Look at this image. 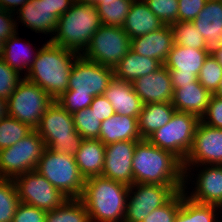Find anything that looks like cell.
<instances>
[{
  "label": "cell",
  "instance_id": "6da1fadb",
  "mask_svg": "<svg viewBox=\"0 0 222 222\" xmlns=\"http://www.w3.org/2000/svg\"><path fill=\"white\" fill-rule=\"evenodd\" d=\"M79 56L46 40L25 78L44 89L56 101L66 92L74 61Z\"/></svg>",
  "mask_w": 222,
  "mask_h": 222
},
{
  "label": "cell",
  "instance_id": "7a4b0ae2",
  "mask_svg": "<svg viewBox=\"0 0 222 222\" xmlns=\"http://www.w3.org/2000/svg\"><path fill=\"white\" fill-rule=\"evenodd\" d=\"M132 162L134 184L184 185L182 162L147 139L137 142Z\"/></svg>",
  "mask_w": 222,
  "mask_h": 222
},
{
  "label": "cell",
  "instance_id": "3957f363",
  "mask_svg": "<svg viewBox=\"0 0 222 222\" xmlns=\"http://www.w3.org/2000/svg\"><path fill=\"white\" fill-rule=\"evenodd\" d=\"M129 186L101 176L85 180L81 197L91 222H123Z\"/></svg>",
  "mask_w": 222,
  "mask_h": 222
},
{
  "label": "cell",
  "instance_id": "277c9868",
  "mask_svg": "<svg viewBox=\"0 0 222 222\" xmlns=\"http://www.w3.org/2000/svg\"><path fill=\"white\" fill-rule=\"evenodd\" d=\"M101 25L96 5L75 1L58 18L55 33L49 41L82 55Z\"/></svg>",
  "mask_w": 222,
  "mask_h": 222
},
{
  "label": "cell",
  "instance_id": "5b68a950",
  "mask_svg": "<svg viewBox=\"0 0 222 222\" xmlns=\"http://www.w3.org/2000/svg\"><path fill=\"white\" fill-rule=\"evenodd\" d=\"M53 152L75 155L83 137L76 131L72 114L54 101L45 111L35 129Z\"/></svg>",
  "mask_w": 222,
  "mask_h": 222
},
{
  "label": "cell",
  "instance_id": "8992f818",
  "mask_svg": "<svg viewBox=\"0 0 222 222\" xmlns=\"http://www.w3.org/2000/svg\"><path fill=\"white\" fill-rule=\"evenodd\" d=\"M68 198H80L85 179L74 155L53 152L45 148L35 169Z\"/></svg>",
  "mask_w": 222,
  "mask_h": 222
},
{
  "label": "cell",
  "instance_id": "52a82bcc",
  "mask_svg": "<svg viewBox=\"0 0 222 222\" xmlns=\"http://www.w3.org/2000/svg\"><path fill=\"white\" fill-rule=\"evenodd\" d=\"M53 98L37 84L25 77L7 99L8 116L36 129Z\"/></svg>",
  "mask_w": 222,
  "mask_h": 222
},
{
  "label": "cell",
  "instance_id": "ba28073f",
  "mask_svg": "<svg viewBox=\"0 0 222 222\" xmlns=\"http://www.w3.org/2000/svg\"><path fill=\"white\" fill-rule=\"evenodd\" d=\"M199 121L200 119L193 114L175 111L171 120L157 129L147 140L153 145L171 152L183 163L192 147Z\"/></svg>",
  "mask_w": 222,
  "mask_h": 222
},
{
  "label": "cell",
  "instance_id": "9c48e42d",
  "mask_svg": "<svg viewBox=\"0 0 222 222\" xmlns=\"http://www.w3.org/2000/svg\"><path fill=\"white\" fill-rule=\"evenodd\" d=\"M46 146L36 130L0 150V178L14 179L36 169Z\"/></svg>",
  "mask_w": 222,
  "mask_h": 222
},
{
  "label": "cell",
  "instance_id": "30bf717a",
  "mask_svg": "<svg viewBox=\"0 0 222 222\" xmlns=\"http://www.w3.org/2000/svg\"><path fill=\"white\" fill-rule=\"evenodd\" d=\"M131 49V38L122 27L101 25L82 56L92 62L114 68Z\"/></svg>",
  "mask_w": 222,
  "mask_h": 222
},
{
  "label": "cell",
  "instance_id": "8fae6325",
  "mask_svg": "<svg viewBox=\"0 0 222 222\" xmlns=\"http://www.w3.org/2000/svg\"><path fill=\"white\" fill-rule=\"evenodd\" d=\"M184 185L137 183L129 186L123 222H143L148 214L166 204Z\"/></svg>",
  "mask_w": 222,
  "mask_h": 222
},
{
  "label": "cell",
  "instance_id": "7c38bea8",
  "mask_svg": "<svg viewBox=\"0 0 222 222\" xmlns=\"http://www.w3.org/2000/svg\"><path fill=\"white\" fill-rule=\"evenodd\" d=\"M183 171V190L187 197L197 203L222 208V165L183 166Z\"/></svg>",
  "mask_w": 222,
  "mask_h": 222
},
{
  "label": "cell",
  "instance_id": "4fadbf2b",
  "mask_svg": "<svg viewBox=\"0 0 222 222\" xmlns=\"http://www.w3.org/2000/svg\"><path fill=\"white\" fill-rule=\"evenodd\" d=\"M114 78L113 68L92 62L80 55L73 64L68 87L62 95H104Z\"/></svg>",
  "mask_w": 222,
  "mask_h": 222
},
{
  "label": "cell",
  "instance_id": "5bb4252c",
  "mask_svg": "<svg viewBox=\"0 0 222 222\" xmlns=\"http://www.w3.org/2000/svg\"><path fill=\"white\" fill-rule=\"evenodd\" d=\"M13 181L21 203L45 211L56 209L68 199L35 170L19 175Z\"/></svg>",
  "mask_w": 222,
  "mask_h": 222
},
{
  "label": "cell",
  "instance_id": "9a60e30c",
  "mask_svg": "<svg viewBox=\"0 0 222 222\" xmlns=\"http://www.w3.org/2000/svg\"><path fill=\"white\" fill-rule=\"evenodd\" d=\"M210 53L209 50L174 44L164 63L170 72L173 90L196 82L204 61Z\"/></svg>",
  "mask_w": 222,
  "mask_h": 222
},
{
  "label": "cell",
  "instance_id": "2e32d148",
  "mask_svg": "<svg viewBox=\"0 0 222 222\" xmlns=\"http://www.w3.org/2000/svg\"><path fill=\"white\" fill-rule=\"evenodd\" d=\"M183 166L222 165V129L199 121Z\"/></svg>",
  "mask_w": 222,
  "mask_h": 222
},
{
  "label": "cell",
  "instance_id": "e0dca14e",
  "mask_svg": "<svg viewBox=\"0 0 222 222\" xmlns=\"http://www.w3.org/2000/svg\"><path fill=\"white\" fill-rule=\"evenodd\" d=\"M138 141H118L105 145L102 176L131 186L134 184L132 160Z\"/></svg>",
  "mask_w": 222,
  "mask_h": 222
},
{
  "label": "cell",
  "instance_id": "ac0fdd59",
  "mask_svg": "<svg viewBox=\"0 0 222 222\" xmlns=\"http://www.w3.org/2000/svg\"><path fill=\"white\" fill-rule=\"evenodd\" d=\"M135 93L143 104L166 102L172 103L173 87L169 70L162 65L155 72L141 76L133 83Z\"/></svg>",
  "mask_w": 222,
  "mask_h": 222
},
{
  "label": "cell",
  "instance_id": "d6986e66",
  "mask_svg": "<svg viewBox=\"0 0 222 222\" xmlns=\"http://www.w3.org/2000/svg\"><path fill=\"white\" fill-rule=\"evenodd\" d=\"M15 16L17 30L21 22L22 26L31 29L35 34L50 35L49 40L55 33L58 18L51 13L48 0H28Z\"/></svg>",
  "mask_w": 222,
  "mask_h": 222
},
{
  "label": "cell",
  "instance_id": "ffe728a7",
  "mask_svg": "<svg viewBox=\"0 0 222 222\" xmlns=\"http://www.w3.org/2000/svg\"><path fill=\"white\" fill-rule=\"evenodd\" d=\"M173 45L174 38L170 25L131 39L132 51L141 56L156 59L162 65H164Z\"/></svg>",
  "mask_w": 222,
  "mask_h": 222
},
{
  "label": "cell",
  "instance_id": "44dd1931",
  "mask_svg": "<svg viewBox=\"0 0 222 222\" xmlns=\"http://www.w3.org/2000/svg\"><path fill=\"white\" fill-rule=\"evenodd\" d=\"M192 24L202 34L211 52L222 45V0H207Z\"/></svg>",
  "mask_w": 222,
  "mask_h": 222
},
{
  "label": "cell",
  "instance_id": "7402d4cb",
  "mask_svg": "<svg viewBox=\"0 0 222 222\" xmlns=\"http://www.w3.org/2000/svg\"><path fill=\"white\" fill-rule=\"evenodd\" d=\"M114 112L129 117H139L143 102L135 93L132 83L113 78L104 92Z\"/></svg>",
  "mask_w": 222,
  "mask_h": 222
},
{
  "label": "cell",
  "instance_id": "603a6c76",
  "mask_svg": "<svg viewBox=\"0 0 222 222\" xmlns=\"http://www.w3.org/2000/svg\"><path fill=\"white\" fill-rule=\"evenodd\" d=\"M212 94L197 80L173 91L172 105L176 111L190 113L201 119L207 110Z\"/></svg>",
  "mask_w": 222,
  "mask_h": 222
},
{
  "label": "cell",
  "instance_id": "cb8c5ba5",
  "mask_svg": "<svg viewBox=\"0 0 222 222\" xmlns=\"http://www.w3.org/2000/svg\"><path fill=\"white\" fill-rule=\"evenodd\" d=\"M164 26L144 0H133L122 28L133 39L160 30Z\"/></svg>",
  "mask_w": 222,
  "mask_h": 222
},
{
  "label": "cell",
  "instance_id": "d4e9b609",
  "mask_svg": "<svg viewBox=\"0 0 222 222\" xmlns=\"http://www.w3.org/2000/svg\"><path fill=\"white\" fill-rule=\"evenodd\" d=\"M99 140L104 145L118 141L142 140L138 129V118L115 113L102 121Z\"/></svg>",
  "mask_w": 222,
  "mask_h": 222
},
{
  "label": "cell",
  "instance_id": "484cf974",
  "mask_svg": "<svg viewBox=\"0 0 222 222\" xmlns=\"http://www.w3.org/2000/svg\"><path fill=\"white\" fill-rule=\"evenodd\" d=\"M74 158L85 180L101 176L104 168L105 145L99 139H83Z\"/></svg>",
  "mask_w": 222,
  "mask_h": 222
},
{
  "label": "cell",
  "instance_id": "4316f807",
  "mask_svg": "<svg viewBox=\"0 0 222 222\" xmlns=\"http://www.w3.org/2000/svg\"><path fill=\"white\" fill-rule=\"evenodd\" d=\"M22 39L23 38L19 37L17 31L13 36L4 41L3 53L1 58L12 69L17 70L22 75L24 74L25 77L34 62L40 47H36L35 45V49L33 50L31 46L33 43L30 44L29 41H23L22 43Z\"/></svg>",
  "mask_w": 222,
  "mask_h": 222
},
{
  "label": "cell",
  "instance_id": "83f0119b",
  "mask_svg": "<svg viewBox=\"0 0 222 222\" xmlns=\"http://www.w3.org/2000/svg\"><path fill=\"white\" fill-rule=\"evenodd\" d=\"M161 66L158 60L141 56L130 49L113 68L114 78L133 83L139 77L155 72Z\"/></svg>",
  "mask_w": 222,
  "mask_h": 222
},
{
  "label": "cell",
  "instance_id": "f1b7e54d",
  "mask_svg": "<svg viewBox=\"0 0 222 222\" xmlns=\"http://www.w3.org/2000/svg\"><path fill=\"white\" fill-rule=\"evenodd\" d=\"M176 109L172 103H147L142 107L138 117V129L142 139H147L157 129L167 124Z\"/></svg>",
  "mask_w": 222,
  "mask_h": 222
},
{
  "label": "cell",
  "instance_id": "f546056e",
  "mask_svg": "<svg viewBox=\"0 0 222 222\" xmlns=\"http://www.w3.org/2000/svg\"><path fill=\"white\" fill-rule=\"evenodd\" d=\"M220 213L222 208L219 206L197 203L181 190V207L174 222H221Z\"/></svg>",
  "mask_w": 222,
  "mask_h": 222
},
{
  "label": "cell",
  "instance_id": "4dcf8cb0",
  "mask_svg": "<svg viewBox=\"0 0 222 222\" xmlns=\"http://www.w3.org/2000/svg\"><path fill=\"white\" fill-rule=\"evenodd\" d=\"M45 222H91V219L79 198H68L61 206L47 211Z\"/></svg>",
  "mask_w": 222,
  "mask_h": 222
},
{
  "label": "cell",
  "instance_id": "1f68e13d",
  "mask_svg": "<svg viewBox=\"0 0 222 222\" xmlns=\"http://www.w3.org/2000/svg\"><path fill=\"white\" fill-rule=\"evenodd\" d=\"M132 2L133 0L100 1L96 6L101 24L122 27Z\"/></svg>",
  "mask_w": 222,
  "mask_h": 222
},
{
  "label": "cell",
  "instance_id": "d6a6232c",
  "mask_svg": "<svg viewBox=\"0 0 222 222\" xmlns=\"http://www.w3.org/2000/svg\"><path fill=\"white\" fill-rule=\"evenodd\" d=\"M174 44L200 50H208V46L198 29L192 22H174L170 25Z\"/></svg>",
  "mask_w": 222,
  "mask_h": 222
},
{
  "label": "cell",
  "instance_id": "836d02e7",
  "mask_svg": "<svg viewBox=\"0 0 222 222\" xmlns=\"http://www.w3.org/2000/svg\"><path fill=\"white\" fill-rule=\"evenodd\" d=\"M33 130L29 125L17 119L5 116L0 120V150L14 145Z\"/></svg>",
  "mask_w": 222,
  "mask_h": 222
},
{
  "label": "cell",
  "instance_id": "e575fe53",
  "mask_svg": "<svg viewBox=\"0 0 222 222\" xmlns=\"http://www.w3.org/2000/svg\"><path fill=\"white\" fill-rule=\"evenodd\" d=\"M19 203L13 179L0 178V222H12Z\"/></svg>",
  "mask_w": 222,
  "mask_h": 222
},
{
  "label": "cell",
  "instance_id": "d590c367",
  "mask_svg": "<svg viewBox=\"0 0 222 222\" xmlns=\"http://www.w3.org/2000/svg\"><path fill=\"white\" fill-rule=\"evenodd\" d=\"M76 131L83 139H99L101 121L88 107L72 114Z\"/></svg>",
  "mask_w": 222,
  "mask_h": 222
},
{
  "label": "cell",
  "instance_id": "8d00e7d4",
  "mask_svg": "<svg viewBox=\"0 0 222 222\" xmlns=\"http://www.w3.org/2000/svg\"><path fill=\"white\" fill-rule=\"evenodd\" d=\"M222 78V65L212 53L205 59L198 75L199 83L211 94H214Z\"/></svg>",
  "mask_w": 222,
  "mask_h": 222
},
{
  "label": "cell",
  "instance_id": "74e56055",
  "mask_svg": "<svg viewBox=\"0 0 222 222\" xmlns=\"http://www.w3.org/2000/svg\"><path fill=\"white\" fill-rule=\"evenodd\" d=\"M144 2L164 25L178 22V0H144Z\"/></svg>",
  "mask_w": 222,
  "mask_h": 222
},
{
  "label": "cell",
  "instance_id": "f35d334b",
  "mask_svg": "<svg viewBox=\"0 0 222 222\" xmlns=\"http://www.w3.org/2000/svg\"><path fill=\"white\" fill-rule=\"evenodd\" d=\"M23 78L0 57V98L7 100Z\"/></svg>",
  "mask_w": 222,
  "mask_h": 222
},
{
  "label": "cell",
  "instance_id": "ab89813d",
  "mask_svg": "<svg viewBox=\"0 0 222 222\" xmlns=\"http://www.w3.org/2000/svg\"><path fill=\"white\" fill-rule=\"evenodd\" d=\"M181 207V190L166 204L147 215L143 222H174Z\"/></svg>",
  "mask_w": 222,
  "mask_h": 222
},
{
  "label": "cell",
  "instance_id": "60d3db41",
  "mask_svg": "<svg viewBox=\"0 0 222 222\" xmlns=\"http://www.w3.org/2000/svg\"><path fill=\"white\" fill-rule=\"evenodd\" d=\"M47 211L19 203L12 222H45Z\"/></svg>",
  "mask_w": 222,
  "mask_h": 222
},
{
  "label": "cell",
  "instance_id": "b9f144b4",
  "mask_svg": "<svg viewBox=\"0 0 222 222\" xmlns=\"http://www.w3.org/2000/svg\"><path fill=\"white\" fill-rule=\"evenodd\" d=\"M200 120L210 127L222 129V98L212 94L206 113Z\"/></svg>",
  "mask_w": 222,
  "mask_h": 222
},
{
  "label": "cell",
  "instance_id": "7bdbcfd3",
  "mask_svg": "<svg viewBox=\"0 0 222 222\" xmlns=\"http://www.w3.org/2000/svg\"><path fill=\"white\" fill-rule=\"evenodd\" d=\"M92 100L93 96L61 95L56 102L69 114H73L79 110L88 108Z\"/></svg>",
  "mask_w": 222,
  "mask_h": 222
},
{
  "label": "cell",
  "instance_id": "ee69618b",
  "mask_svg": "<svg viewBox=\"0 0 222 222\" xmlns=\"http://www.w3.org/2000/svg\"><path fill=\"white\" fill-rule=\"evenodd\" d=\"M207 0H178V21L192 22L201 12Z\"/></svg>",
  "mask_w": 222,
  "mask_h": 222
},
{
  "label": "cell",
  "instance_id": "f6af8a7d",
  "mask_svg": "<svg viewBox=\"0 0 222 222\" xmlns=\"http://www.w3.org/2000/svg\"><path fill=\"white\" fill-rule=\"evenodd\" d=\"M89 108L98 117L99 121H104L115 114L110 101L104 95L93 97L92 103Z\"/></svg>",
  "mask_w": 222,
  "mask_h": 222
},
{
  "label": "cell",
  "instance_id": "bcb514c9",
  "mask_svg": "<svg viewBox=\"0 0 222 222\" xmlns=\"http://www.w3.org/2000/svg\"><path fill=\"white\" fill-rule=\"evenodd\" d=\"M17 31L15 13L9 11H0V39L6 41L13 36Z\"/></svg>",
  "mask_w": 222,
  "mask_h": 222
},
{
  "label": "cell",
  "instance_id": "7dc6e473",
  "mask_svg": "<svg viewBox=\"0 0 222 222\" xmlns=\"http://www.w3.org/2000/svg\"><path fill=\"white\" fill-rule=\"evenodd\" d=\"M74 2L75 0H48V5L51 13L59 18L70 9Z\"/></svg>",
  "mask_w": 222,
  "mask_h": 222
},
{
  "label": "cell",
  "instance_id": "c3c4849f",
  "mask_svg": "<svg viewBox=\"0 0 222 222\" xmlns=\"http://www.w3.org/2000/svg\"><path fill=\"white\" fill-rule=\"evenodd\" d=\"M28 0H0L1 8L16 13Z\"/></svg>",
  "mask_w": 222,
  "mask_h": 222
},
{
  "label": "cell",
  "instance_id": "681fc988",
  "mask_svg": "<svg viewBox=\"0 0 222 222\" xmlns=\"http://www.w3.org/2000/svg\"><path fill=\"white\" fill-rule=\"evenodd\" d=\"M7 115V100L0 98V120Z\"/></svg>",
  "mask_w": 222,
  "mask_h": 222
},
{
  "label": "cell",
  "instance_id": "f907efd6",
  "mask_svg": "<svg viewBox=\"0 0 222 222\" xmlns=\"http://www.w3.org/2000/svg\"><path fill=\"white\" fill-rule=\"evenodd\" d=\"M217 61L222 65V45L211 51Z\"/></svg>",
  "mask_w": 222,
  "mask_h": 222
},
{
  "label": "cell",
  "instance_id": "816d5d0a",
  "mask_svg": "<svg viewBox=\"0 0 222 222\" xmlns=\"http://www.w3.org/2000/svg\"><path fill=\"white\" fill-rule=\"evenodd\" d=\"M215 96L222 98V78L220 80L219 86L216 90V92L214 93Z\"/></svg>",
  "mask_w": 222,
  "mask_h": 222
},
{
  "label": "cell",
  "instance_id": "f5cc1de1",
  "mask_svg": "<svg viewBox=\"0 0 222 222\" xmlns=\"http://www.w3.org/2000/svg\"><path fill=\"white\" fill-rule=\"evenodd\" d=\"M75 1L83 3V4L97 5V0H75Z\"/></svg>",
  "mask_w": 222,
  "mask_h": 222
},
{
  "label": "cell",
  "instance_id": "db71d44e",
  "mask_svg": "<svg viewBox=\"0 0 222 222\" xmlns=\"http://www.w3.org/2000/svg\"><path fill=\"white\" fill-rule=\"evenodd\" d=\"M3 47H4V41L0 39V57L2 56L3 53Z\"/></svg>",
  "mask_w": 222,
  "mask_h": 222
},
{
  "label": "cell",
  "instance_id": "11a10c76",
  "mask_svg": "<svg viewBox=\"0 0 222 222\" xmlns=\"http://www.w3.org/2000/svg\"><path fill=\"white\" fill-rule=\"evenodd\" d=\"M100 1H110V0H97V4H98ZM113 1H115V0H113Z\"/></svg>",
  "mask_w": 222,
  "mask_h": 222
}]
</instances>
